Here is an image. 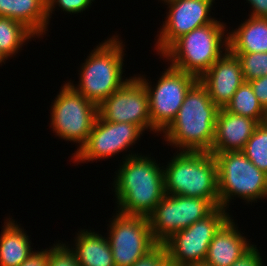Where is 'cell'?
<instances>
[{
	"mask_svg": "<svg viewBox=\"0 0 267 266\" xmlns=\"http://www.w3.org/2000/svg\"><path fill=\"white\" fill-rule=\"evenodd\" d=\"M34 36L22 23L0 16V53L6 59L16 54L24 42Z\"/></svg>",
	"mask_w": 267,
	"mask_h": 266,
	"instance_id": "obj_22",
	"label": "cell"
},
{
	"mask_svg": "<svg viewBox=\"0 0 267 266\" xmlns=\"http://www.w3.org/2000/svg\"><path fill=\"white\" fill-rule=\"evenodd\" d=\"M75 248L71 246L80 266H115L112 249L107 237L80 230L75 237Z\"/></svg>",
	"mask_w": 267,
	"mask_h": 266,
	"instance_id": "obj_19",
	"label": "cell"
},
{
	"mask_svg": "<svg viewBox=\"0 0 267 266\" xmlns=\"http://www.w3.org/2000/svg\"><path fill=\"white\" fill-rule=\"evenodd\" d=\"M122 43L118 35L99 43L80 69L82 71L78 86H74L70 81L67 83L98 106L128 81L127 78H122L125 56Z\"/></svg>",
	"mask_w": 267,
	"mask_h": 266,
	"instance_id": "obj_5",
	"label": "cell"
},
{
	"mask_svg": "<svg viewBox=\"0 0 267 266\" xmlns=\"http://www.w3.org/2000/svg\"><path fill=\"white\" fill-rule=\"evenodd\" d=\"M114 180L118 211L148 216L166 195L164 172L151 157L127 154Z\"/></svg>",
	"mask_w": 267,
	"mask_h": 266,
	"instance_id": "obj_1",
	"label": "cell"
},
{
	"mask_svg": "<svg viewBox=\"0 0 267 266\" xmlns=\"http://www.w3.org/2000/svg\"><path fill=\"white\" fill-rule=\"evenodd\" d=\"M162 1H164L165 3H171V2H174L176 0H162Z\"/></svg>",
	"mask_w": 267,
	"mask_h": 266,
	"instance_id": "obj_36",
	"label": "cell"
},
{
	"mask_svg": "<svg viewBox=\"0 0 267 266\" xmlns=\"http://www.w3.org/2000/svg\"><path fill=\"white\" fill-rule=\"evenodd\" d=\"M237 227L231 217L220 227L209 244L205 265L230 266L253 246Z\"/></svg>",
	"mask_w": 267,
	"mask_h": 266,
	"instance_id": "obj_17",
	"label": "cell"
},
{
	"mask_svg": "<svg viewBox=\"0 0 267 266\" xmlns=\"http://www.w3.org/2000/svg\"><path fill=\"white\" fill-rule=\"evenodd\" d=\"M232 54L240 60L244 81L267 76V52Z\"/></svg>",
	"mask_w": 267,
	"mask_h": 266,
	"instance_id": "obj_25",
	"label": "cell"
},
{
	"mask_svg": "<svg viewBox=\"0 0 267 266\" xmlns=\"http://www.w3.org/2000/svg\"><path fill=\"white\" fill-rule=\"evenodd\" d=\"M213 2L214 0H176L166 3L169 11L159 36L157 35V54L162 55L182 35L214 22L215 19L209 13Z\"/></svg>",
	"mask_w": 267,
	"mask_h": 266,
	"instance_id": "obj_14",
	"label": "cell"
},
{
	"mask_svg": "<svg viewBox=\"0 0 267 266\" xmlns=\"http://www.w3.org/2000/svg\"><path fill=\"white\" fill-rule=\"evenodd\" d=\"M47 1V18L48 21L51 18L56 5L59 6L63 11L67 13H81L88 9L94 0H46Z\"/></svg>",
	"mask_w": 267,
	"mask_h": 266,
	"instance_id": "obj_27",
	"label": "cell"
},
{
	"mask_svg": "<svg viewBox=\"0 0 267 266\" xmlns=\"http://www.w3.org/2000/svg\"><path fill=\"white\" fill-rule=\"evenodd\" d=\"M53 246L47 250V266H80L70 246L63 242Z\"/></svg>",
	"mask_w": 267,
	"mask_h": 266,
	"instance_id": "obj_26",
	"label": "cell"
},
{
	"mask_svg": "<svg viewBox=\"0 0 267 266\" xmlns=\"http://www.w3.org/2000/svg\"><path fill=\"white\" fill-rule=\"evenodd\" d=\"M249 83L263 109L267 108V76L253 79Z\"/></svg>",
	"mask_w": 267,
	"mask_h": 266,
	"instance_id": "obj_30",
	"label": "cell"
},
{
	"mask_svg": "<svg viewBox=\"0 0 267 266\" xmlns=\"http://www.w3.org/2000/svg\"><path fill=\"white\" fill-rule=\"evenodd\" d=\"M250 3L252 12L251 17L267 18V0H247Z\"/></svg>",
	"mask_w": 267,
	"mask_h": 266,
	"instance_id": "obj_32",
	"label": "cell"
},
{
	"mask_svg": "<svg viewBox=\"0 0 267 266\" xmlns=\"http://www.w3.org/2000/svg\"><path fill=\"white\" fill-rule=\"evenodd\" d=\"M225 26L215 20L196 28L178 38L160 57L166 58L167 62L169 60L170 66L175 69L199 79L228 51V33L224 35Z\"/></svg>",
	"mask_w": 267,
	"mask_h": 266,
	"instance_id": "obj_4",
	"label": "cell"
},
{
	"mask_svg": "<svg viewBox=\"0 0 267 266\" xmlns=\"http://www.w3.org/2000/svg\"><path fill=\"white\" fill-rule=\"evenodd\" d=\"M198 80L213 103L225 108L244 82L240 60L228 50Z\"/></svg>",
	"mask_w": 267,
	"mask_h": 266,
	"instance_id": "obj_15",
	"label": "cell"
},
{
	"mask_svg": "<svg viewBox=\"0 0 267 266\" xmlns=\"http://www.w3.org/2000/svg\"><path fill=\"white\" fill-rule=\"evenodd\" d=\"M220 108L198 80L187 92L175 119L162 132L179 151L210 152Z\"/></svg>",
	"mask_w": 267,
	"mask_h": 266,
	"instance_id": "obj_2",
	"label": "cell"
},
{
	"mask_svg": "<svg viewBox=\"0 0 267 266\" xmlns=\"http://www.w3.org/2000/svg\"><path fill=\"white\" fill-rule=\"evenodd\" d=\"M225 109L236 115H242L259 123L262 121L264 109L258 102L249 82L244 81L232 96Z\"/></svg>",
	"mask_w": 267,
	"mask_h": 266,
	"instance_id": "obj_23",
	"label": "cell"
},
{
	"mask_svg": "<svg viewBox=\"0 0 267 266\" xmlns=\"http://www.w3.org/2000/svg\"><path fill=\"white\" fill-rule=\"evenodd\" d=\"M10 219V220H9ZM0 234V266H19L34 252L29 236L9 217Z\"/></svg>",
	"mask_w": 267,
	"mask_h": 266,
	"instance_id": "obj_21",
	"label": "cell"
},
{
	"mask_svg": "<svg viewBox=\"0 0 267 266\" xmlns=\"http://www.w3.org/2000/svg\"><path fill=\"white\" fill-rule=\"evenodd\" d=\"M260 123L220 108L211 153L242 151Z\"/></svg>",
	"mask_w": 267,
	"mask_h": 266,
	"instance_id": "obj_16",
	"label": "cell"
},
{
	"mask_svg": "<svg viewBox=\"0 0 267 266\" xmlns=\"http://www.w3.org/2000/svg\"><path fill=\"white\" fill-rule=\"evenodd\" d=\"M0 16L22 23L35 37L44 35L49 24L46 0H0Z\"/></svg>",
	"mask_w": 267,
	"mask_h": 266,
	"instance_id": "obj_18",
	"label": "cell"
},
{
	"mask_svg": "<svg viewBox=\"0 0 267 266\" xmlns=\"http://www.w3.org/2000/svg\"><path fill=\"white\" fill-rule=\"evenodd\" d=\"M163 172L166 194L210 199L219 206L217 162L211 152L180 151Z\"/></svg>",
	"mask_w": 267,
	"mask_h": 266,
	"instance_id": "obj_3",
	"label": "cell"
},
{
	"mask_svg": "<svg viewBox=\"0 0 267 266\" xmlns=\"http://www.w3.org/2000/svg\"><path fill=\"white\" fill-rule=\"evenodd\" d=\"M212 154L217 162L219 206L227 210L236 195L247 203L267 197V174L241 151Z\"/></svg>",
	"mask_w": 267,
	"mask_h": 266,
	"instance_id": "obj_6",
	"label": "cell"
},
{
	"mask_svg": "<svg viewBox=\"0 0 267 266\" xmlns=\"http://www.w3.org/2000/svg\"><path fill=\"white\" fill-rule=\"evenodd\" d=\"M165 266H179L178 264L171 263L170 261Z\"/></svg>",
	"mask_w": 267,
	"mask_h": 266,
	"instance_id": "obj_35",
	"label": "cell"
},
{
	"mask_svg": "<svg viewBox=\"0 0 267 266\" xmlns=\"http://www.w3.org/2000/svg\"><path fill=\"white\" fill-rule=\"evenodd\" d=\"M216 207L212 200L166 194L147 216L153 238L163 244L174 233L209 215Z\"/></svg>",
	"mask_w": 267,
	"mask_h": 266,
	"instance_id": "obj_9",
	"label": "cell"
},
{
	"mask_svg": "<svg viewBox=\"0 0 267 266\" xmlns=\"http://www.w3.org/2000/svg\"><path fill=\"white\" fill-rule=\"evenodd\" d=\"M110 222L107 238L115 266H131L158 245L146 216L118 212Z\"/></svg>",
	"mask_w": 267,
	"mask_h": 266,
	"instance_id": "obj_11",
	"label": "cell"
},
{
	"mask_svg": "<svg viewBox=\"0 0 267 266\" xmlns=\"http://www.w3.org/2000/svg\"><path fill=\"white\" fill-rule=\"evenodd\" d=\"M226 211L218 206L205 218L168 238L163 245L169 261L179 266L203 264L215 233L231 217Z\"/></svg>",
	"mask_w": 267,
	"mask_h": 266,
	"instance_id": "obj_10",
	"label": "cell"
},
{
	"mask_svg": "<svg viewBox=\"0 0 267 266\" xmlns=\"http://www.w3.org/2000/svg\"><path fill=\"white\" fill-rule=\"evenodd\" d=\"M98 116L110 122L137 125L152 131L148 95L140 79L130 77L119 89L98 105Z\"/></svg>",
	"mask_w": 267,
	"mask_h": 266,
	"instance_id": "obj_12",
	"label": "cell"
},
{
	"mask_svg": "<svg viewBox=\"0 0 267 266\" xmlns=\"http://www.w3.org/2000/svg\"><path fill=\"white\" fill-rule=\"evenodd\" d=\"M228 44L231 53L267 52V18L250 16L228 33Z\"/></svg>",
	"mask_w": 267,
	"mask_h": 266,
	"instance_id": "obj_20",
	"label": "cell"
},
{
	"mask_svg": "<svg viewBox=\"0 0 267 266\" xmlns=\"http://www.w3.org/2000/svg\"><path fill=\"white\" fill-rule=\"evenodd\" d=\"M260 124L267 128V108L264 109L262 121Z\"/></svg>",
	"mask_w": 267,
	"mask_h": 266,
	"instance_id": "obj_33",
	"label": "cell"
},
{
	"mask_svg": "<svg viewBox=\"0 0 267 266\" xmlns=\"http://www.w3.org/2000/svg\"><path fill=\"white\" fill-rule=\"evenodd\" d=\"M19 266H47V249L35 251Z\"/></svg>",
	"mask_w": 267,
	"mask_h": 266,
	"instance_id": "obj_31",
	"label": "cell"
},
{
	"mask_svg": "<svg viewBox=\"0 0 267 266\" xmlns=\"http://www.w3.org/2000/svg\"><path fill=\"white\" fill-rule=\"evenodd\" d=\"M51 127L57 136L66 141L86 144L98 116V106L76 92L68 83L62 86L51 106Z\"/></svg>",
	"mask_w": 267,
	"mask_h": 266,
	"instance_id": "obj_7",
	"label": "cell"
},
{
	"mask_svg": "<svg viewBox=\"0 0 267 266\" xmlns=\"http://www.w3.org/2000/svg\"><path fill=\"white\" fill-rule=\"evenodd\" d=\"M148 95L149 114L154 133L163 132L175 119L185 96L198 78L169 66L160 76L155 88L144 76H137Z\"/></svg>",
	"mask_w": 267,
	"mask_h": 266,
	"instance_id": "obj_8",
	"label": "cell"
},
{
	"mask_svg": "<svg viewBox=\"0 0 267 266\" xmlns=\"http://www.w3.org/2000/svg\"><path fill=\"white\" fill-rule=\"evenodd\" d=\"M142 134L143 131L135 124L110 122L97 116L86 144L73 155V160L83 163L108 159L128 150Z\"/></svg>",
	"mask_w": 267,
	"mask_h": 266,
	"instance_id": "obj_13",
	"label": "cell"
},
{
	"mask_svg": "<svg viewBox=\"0 0 267 266\" xmlns=\"http://www.w3.org/2000/svg\"><path fill=\"white\" fill-rule=\"evenodd\" d=\"M262 263L258 249L256 245H253L240 259L233 262L230 266H264Z\"/></svg>",
	"mask_w": 267,
	"mask_h": 266,
	"instance_id": "obj_29",
	"label": "cell"
},
{
	"mask_svg": "<svg viewBox=\"0 0 267 266\" xmlns=\"http://www.w3.org/2000/svg\"><path fill=\"white\" fill-rule=\"evenodd\" d=\"M6 58L0 53V64H2L4 61L6 62Z\"/></svg>",
	"mask_w": 267,
	"mask_h": 266,
	"instance_id": "obj_34",
	"label": "cell"
},
{
	"mask_svg": "<svg viewBox=\"0 0 267 266\" xmlns=\"http://www.w3.org/2000/svg\"><path fill=\"white\" fill-rule=\"evenodd\" d=\"M189 266H207L204 263L203 264H195V265H189Z\"/></svg>",
	"mask_w": 267,
	"mask_h": 266,
	"instance_id": "obj_37",
	"label": "cell"
},
{
	"mask_svg": "<svg viewBox=\"0 0 267 266\" xmlns=\"http://www.w3.org/2000/svg\"><path fill=\"white\" fill-rule=\"evenodd\" d=\"M169 262L167 250L163 244H158L145 256L131 266H165Z\"/></svg>",
	"mask_w": 267,
	"mask_h": 266,
	"instance_id": "obj_28",
	"label": "cell"
},
{
	"mask_svg": "<svg viewBox=\"0 0 267 266\" xmlns=\"http://www.w3.org/2000/svg\"><path fill=\"white\" fill-rule=\"evenodd\" d=\"M241 152L267 174V128L259 124Z\"/></svg>",
	"mask_w": 267,
	"mask_h": 266,
	"instance_id": "obj_24",
	"label": "cell"
}]
</instances>
